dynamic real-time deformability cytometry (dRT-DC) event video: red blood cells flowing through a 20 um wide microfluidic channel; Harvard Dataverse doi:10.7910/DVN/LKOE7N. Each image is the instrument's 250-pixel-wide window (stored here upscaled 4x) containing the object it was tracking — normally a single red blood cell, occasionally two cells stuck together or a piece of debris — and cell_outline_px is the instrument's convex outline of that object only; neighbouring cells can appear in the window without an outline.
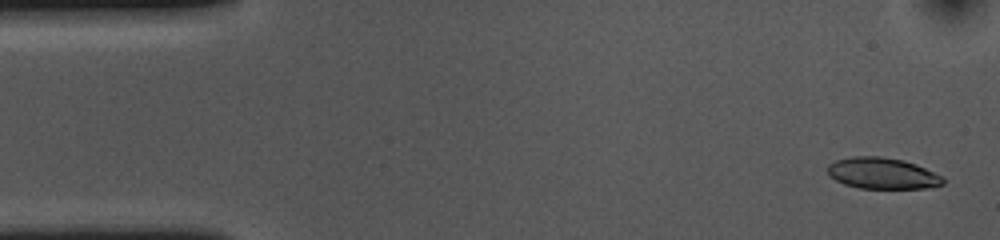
{"species": "common noctule bat (a hibernating species)", "species_latin": "Nyctalus noctula", "temperature_condition": "cold", "stored_images_in_passage": 53, "camera_frame_rate_fps": 3000, "um_per_image_px": 0.085, "animal": {"sex": "female", "body_mass_g": 10.0, "forearm_length_mm": 53.1}, "frame": {"image": 1, "passage_image": 2, "time_ms": 0.333, "image_size_px": [1000, 240], "cell_outline_px": [[944, 184], [924, 188], [860, 188], [844, 184], [836, 180], [828, 172], [828, 164], [836, 160], [852, 156], [880, 156], [904, 160], [916, 164], [944, 176]], "centroid_in_image_um": [75.03, 14.72], "position_along_channel_um": 10.0, "area_um2": 20.98}}
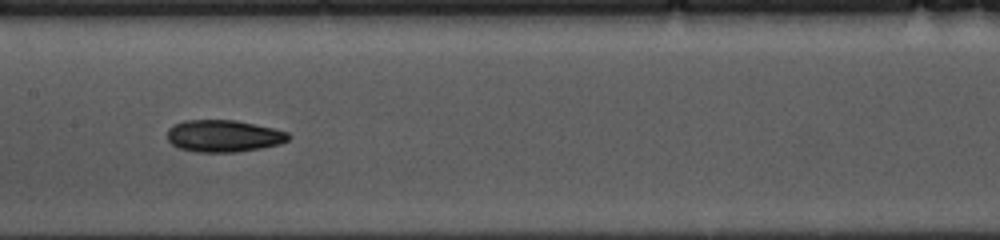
{"frame": {"image": 2, "passage_image": 25, "time_ms": 8.0, "image_size_px": [1000, 240], "cell_outline_px": [[292, 136], [288, 140], [280, 144], [260, 148], [236, 152], [196, 152], [180, 148], [172, 144], [168, 140], [168, 128], [172, 124], [184, 120], [236, 120], [272, 128], [288, 132]], "centroid_in_image_um": [19.0, 11.55], "position_along_channel_um": 188.4, "area_um2": 22.66}}
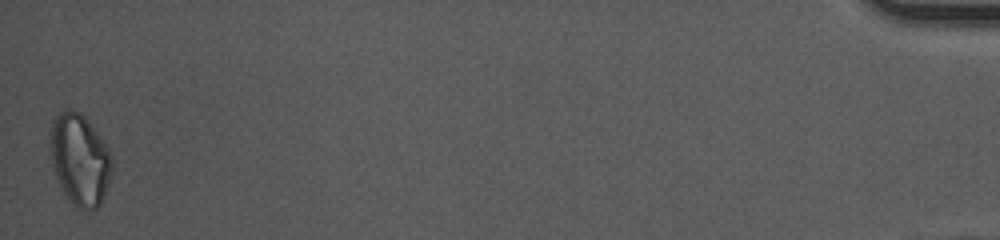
{"frame": {"image": 3, "passage_image": 53, "time_ms": 17.333, "image_size_px": [1000, 240], "cell_outline_px": [[112, 172], [108, 184], [100, 204], [96, 208], [88, 212], [72, 204], [64, 192], [56, 176], [52, 164], [52, 120], [64, 108], [68, 108], [80, 112], [84, 116], [108, 148], [112, 156]], "centroid_in_image_um": [6.81, 13.57], "position_along_channel_um": 428.4, "area_um2": 32.37}, "authors_computed_cell_mechanics": {"area_um2": 22.3686, "velocity_mm_per_s": 3.6453, "shape_relaxation_time_tau1_ms": 6.6768, "shape_relaxation_time_tau2_ms": 6.4423, "deformation_change_tau1": 0.1461, "deformation_change_tau2": 0.1179}}